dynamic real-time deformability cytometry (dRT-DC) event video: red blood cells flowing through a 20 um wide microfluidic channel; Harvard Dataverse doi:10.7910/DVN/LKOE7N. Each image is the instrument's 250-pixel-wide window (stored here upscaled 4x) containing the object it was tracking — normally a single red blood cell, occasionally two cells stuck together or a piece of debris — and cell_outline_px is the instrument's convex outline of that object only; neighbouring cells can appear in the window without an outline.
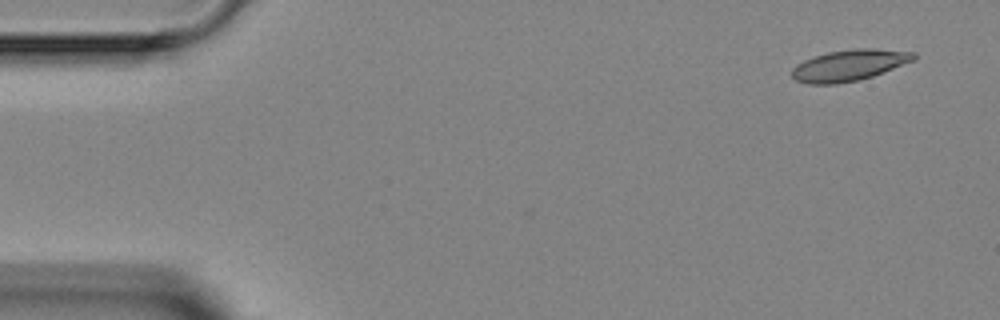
{"species": "Egyptian fruit bat (a non-hibernating species)", "species_latin": "Rousettus aegyptiacus", "temperature_condition": "room temperature", "stored_images_in_passage": 5, "segment_of_instrument_passage": [1, 2], "camera_frame_rate_fps": 3000, "um_per_image_px": 0.085, "animal": {"sex": "female"}, "frame": {"image": 1, "passage_image": 1, "time_ms": 0.0, "image_size_px": [1000, 320], "cell_outline_px": [[916, 60], [884, 72], [872, 76], [856, 80], [836, 84], [808, 84], [796, 80], [792, 76], [792, 68], [796, 64], [804, 60], [828, 52], [852, 48], [872, 48], [916, 52]], "centroid_in_image_um": [72.21, 5.54], "position_along_channel_um": 12.8, "area_um2": 22.2}}